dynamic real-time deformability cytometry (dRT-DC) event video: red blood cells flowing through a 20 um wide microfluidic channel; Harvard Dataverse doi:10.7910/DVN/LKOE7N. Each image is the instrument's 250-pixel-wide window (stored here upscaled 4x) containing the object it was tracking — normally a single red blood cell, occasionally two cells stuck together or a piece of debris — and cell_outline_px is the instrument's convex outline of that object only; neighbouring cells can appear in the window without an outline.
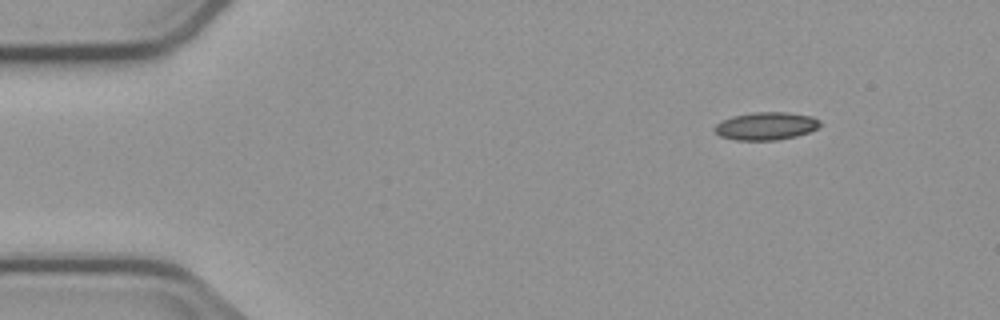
{"species": "common noctule bat (a hibernating species)", "species_latin": "Nyctalus noctula", "temperature_condition": "cold", "stored_images_in_passage": 3, "camera_frame_rate_fps": 3000, "um_per_image_px": 0.085, "animal": {"sex": "male", "body_mass_g": 23.1, "forearm_length_mm": 52.7}, "frame": {"image": 1, "passage_image": 1, "time_ms": 0.0, "image_size_px": [1000, 320], "cell_outline_px": [[820, 128], [796, 136], [776, 140], [736, 140], [720, 136], [712, 128], [720, 120], [732, 116], [752, 112], [788, 112], [812, 116], [820, 120]], "centroid_in_image_um": [65.1, 10.7], "position_along_channel_um": 19.9, "area_um2": 17.28}}